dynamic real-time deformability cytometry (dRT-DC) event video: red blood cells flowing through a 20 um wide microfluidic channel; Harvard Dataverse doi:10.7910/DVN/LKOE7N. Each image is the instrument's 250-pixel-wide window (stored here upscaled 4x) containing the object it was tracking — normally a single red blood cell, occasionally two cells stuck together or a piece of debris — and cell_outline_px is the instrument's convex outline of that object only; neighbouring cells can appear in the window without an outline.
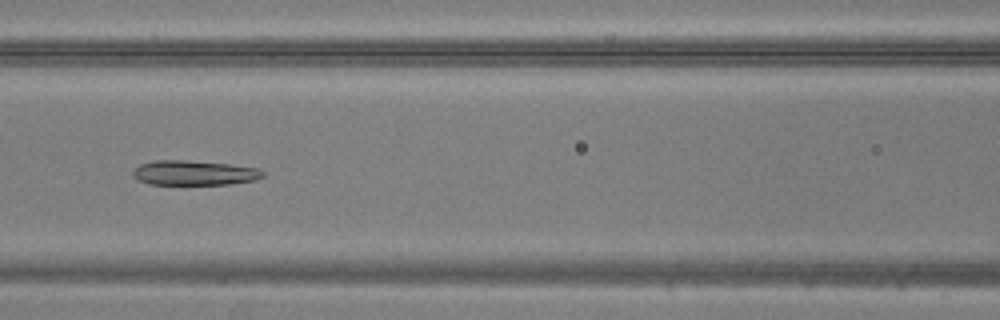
{"species": "common noctule bat (a hibernating species)", "species_latin": "Nyctalus noctula", "temperature_condition": "warm", "stored_images_in_passage": 36, "camera_frame_rate_fps": 3000, "um_per_image_px": 0.085, "animal": {"sex": "male", "body_mass_g": 20.5, "forearm_length_mm": 52.5}, "frame": {"image": 1, "passage_image": 8, "time_ms": 2.333, "image_size_px": [1000, 320], "cell_outline_px": [[264, 176], [256, 180], [232, 184], [148, 184], [140, 180], [132, 172], [140, 164], [156, 160], [184, 160], [228, 164], [256, 168], [264, 172]], "centroid_in_image_um": [16.54, 14.69], "position_along_channel_um": 150.1, "area_um2": 18.5}}
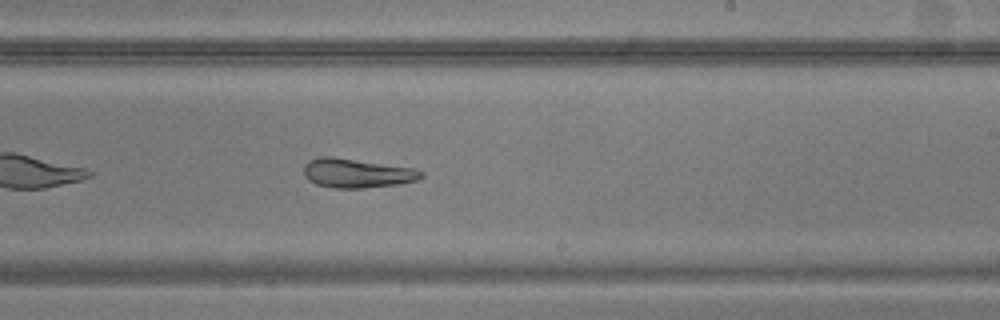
{"frame": {"image": 2, "passage_image": 16, "time_ms": 5.0, "image_size_px": [1000, 320], "cell_outline_px": [[424, 176], [416, 180], [396, 184], [364, 188], [332, 188], [316, 184], [308, 180], [304, 176], [304, 164], [308, 160], [320, 156], [332, 156], [416, 168], [424, 172]], "centroid_in_image_um": [30.31, 14.71], "position_along_channel_um": 258.7, "area_um2": 20.17}}
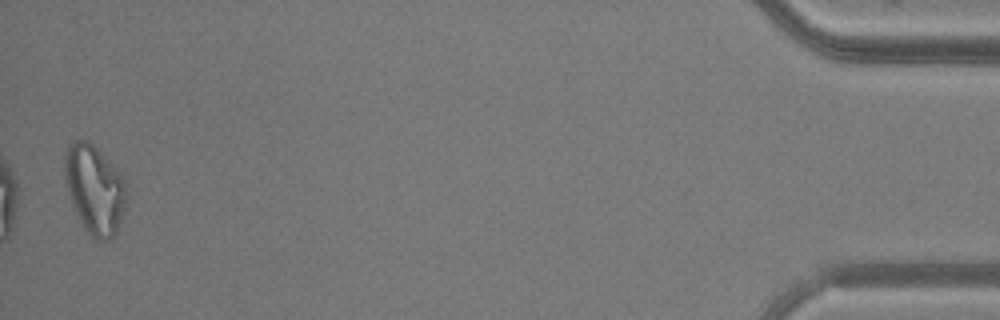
{"frame": {"image": 3, "passage_image": 35, "time_ms": 11.333, "image_size_px": [1000, 320], "cell_outline_px": [[128, 192], [124, 208], [116, 232], [108, 240], [100, 240], [92, 236], [84, 228], [72, 204], [64, 176], [64, 152], [68, 144], [76, 140], [88, 140], [124, 176], [128, 184]], "centroid_in_image_um": [8.05, 16.06], "position_along_channel_um": 427.2, "area_um2": 31.96}}